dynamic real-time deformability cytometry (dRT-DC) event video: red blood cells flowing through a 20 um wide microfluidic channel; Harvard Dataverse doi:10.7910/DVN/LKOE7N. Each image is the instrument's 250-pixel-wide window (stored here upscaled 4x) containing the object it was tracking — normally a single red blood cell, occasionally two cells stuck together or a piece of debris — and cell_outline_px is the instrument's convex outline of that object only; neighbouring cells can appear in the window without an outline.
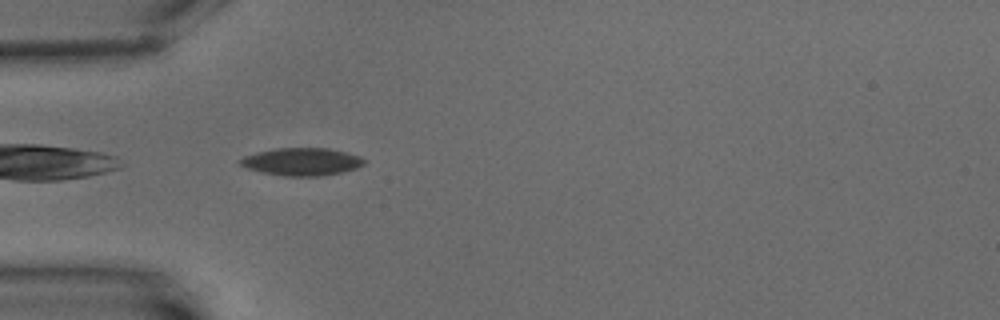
{"species": "common noctule bat (a hibernating species)", "species_latin": "Nyctalus noctula", "temperature_condition": "warm", "stored_images_in_passage": 5, "camera_frame_rate_fps": 3000, "um_per_image_px": 0.085, "animal": {"sex": "male", "body_mass_g": 15.6}, "frame": {"image": 1, "passage_image": 5, "time_ms": 5.333, "image_size_px": [1000, 320], "cell_outline_px": [[368, 160], [364, 164], [356, 168], [344, 172], [324, 176], [284, 176], [260, 172], [248, 168], [240, 164], [236, 160], [244, 156], [256, 152], [276, 148], [328, 148], [360, 156]], "centroid_in_image_um": [25.66, 13.75], "position_along_channel_um": 59.3, "area_um2": 20.17}}